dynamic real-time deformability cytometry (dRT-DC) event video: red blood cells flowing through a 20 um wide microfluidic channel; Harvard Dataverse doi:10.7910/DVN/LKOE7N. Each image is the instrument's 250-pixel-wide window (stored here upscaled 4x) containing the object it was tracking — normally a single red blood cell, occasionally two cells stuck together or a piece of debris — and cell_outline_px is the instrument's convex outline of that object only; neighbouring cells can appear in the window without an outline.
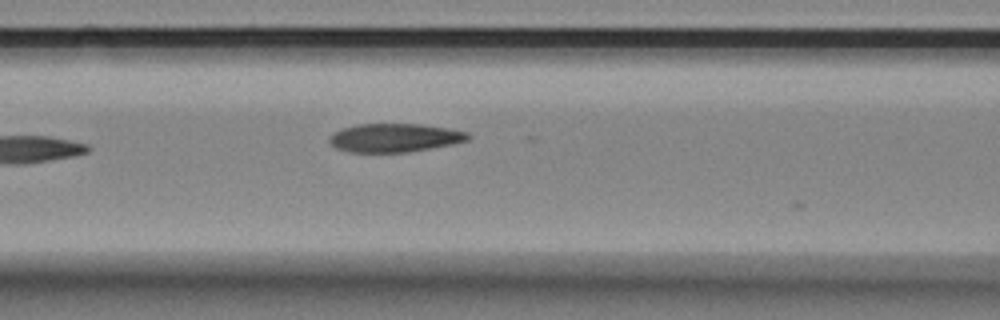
{"species": "Egyptian fruit bat (a non-hibernating species)", "species_latin": "Rousettus aegyptiacus", "temperature_condition": "room temperature", "stored_images_in_passage": 6, "camera_frame_rate_fps": 3000, "um_per_image_px": 0.085, "animal": {"sex": "female"}, "frame": {"image": 1, "passage_image": 6, "time_ms": 1.667, "image_size_px": [1000, 320], "cell_outline_px": [[472, 136], [468, 140], [452, 144], [408, 152], [348, 152], [336, 148], [328, 140], [328, 136], [332, 132], [356, 124], [420, 124], [448, 128], [468, 132]], "centroid_in_image_um": [33.53, 11.71], "position_along_channel_um": 133.1, "area_um2": 23.12}}